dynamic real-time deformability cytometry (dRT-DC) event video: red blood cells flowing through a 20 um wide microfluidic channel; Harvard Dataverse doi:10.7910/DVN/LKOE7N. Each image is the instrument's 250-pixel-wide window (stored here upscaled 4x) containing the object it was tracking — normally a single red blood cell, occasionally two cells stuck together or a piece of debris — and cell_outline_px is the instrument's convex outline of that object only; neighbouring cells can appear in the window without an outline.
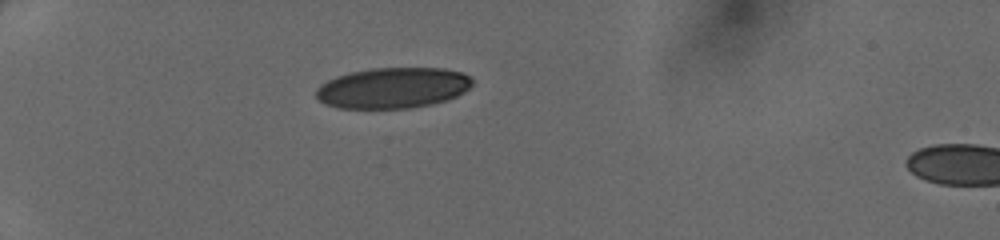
{"species": "human", "species_latin": "Homo sapiens", "temperature_condition": "cold", "stored_images_in_passage": 34, "camera_frame_rate_fps": 3000, "um_per_image_px": 0.085, "donor": {"sex": "female"}, "frame": {"image": 1, "passage_image": 1, "time_ms": 0.0, "image_size_px": [1000, 240], "cell_outline_px": [[472, 84], [464, 92], [448, 100], [432, 104], [408, 108], [336, 108], [324, 104], [316, 96], [316, 88], [320, 84], [336, 76], [352, 72], [372, 68], [444, 68], [464, 72], [472, 80]], "centroid_in_image_um": [33.39, 7.47], "position_along_channel_um": 51.6, "area_um2": 37.22}}
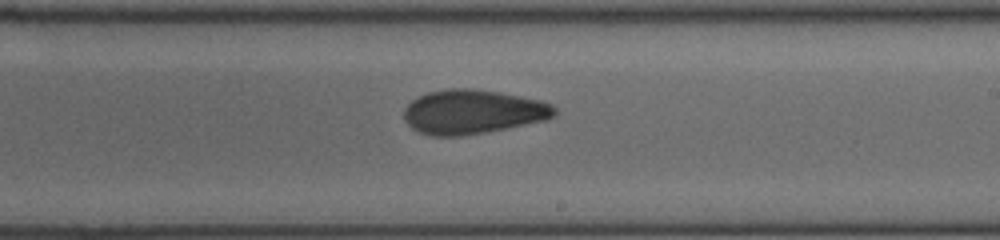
{"frame": {"image": 2, "passage_image": 17, "time_ms": 5.333, "image_size_px": [1000, 240], "cell_outline_px": [[556, 116], [548, 120], [484, 132], [460, 136], [432, 136], [420, 132], [412, 128], [408, 124], [404, 116], [404, 108], [412, 100], [428, 92], [448, 88], [472, 88], [500, 92], [540, 100], [552, 104], [556, 108]], "centroid_in_image_um": [40.21, 9.5], "position_along_channel_um": 248.8, "area_um2": 38.84}}
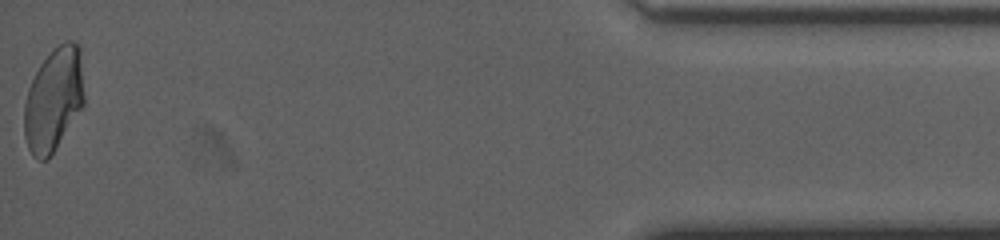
{"frame": {"image": 3, "passage_image": 34, "time_ms": 11.0, "image_size_px": [1000, 240], "cell_outline_px": [[84, 104], [48, 160], [40, 160], [32, 156], [28, 148], [24, 136], [24, 104], [28, 88], [40, 64], [52, 48], [64, 40], [72, 40], [80, 44], [84, 96]], "centroid_in_image_um": [4.56, 8.42], "position_along_channel_um": 430.6, "area_um2": 36.41}}